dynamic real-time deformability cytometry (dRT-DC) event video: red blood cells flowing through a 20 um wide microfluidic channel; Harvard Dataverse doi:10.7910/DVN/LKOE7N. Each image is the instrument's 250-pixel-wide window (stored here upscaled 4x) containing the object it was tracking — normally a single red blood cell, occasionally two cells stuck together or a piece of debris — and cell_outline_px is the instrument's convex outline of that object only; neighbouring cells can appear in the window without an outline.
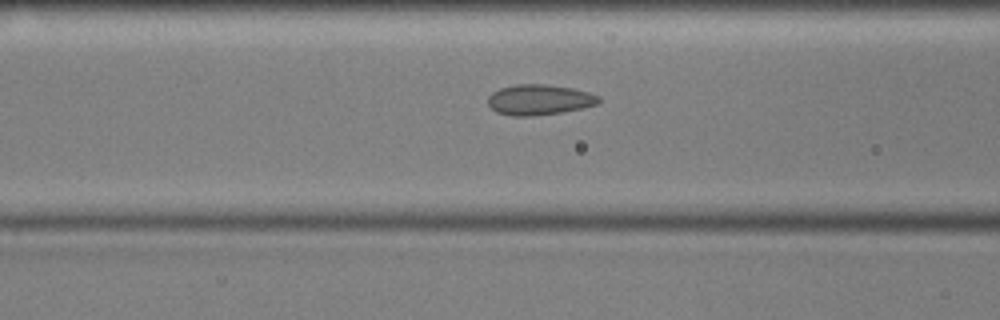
{"species": "common noctule bat (a hibernating species)", "species_latin": "Nyctalus noctula", "temperature_condition": "cold", "stored_images_in_passage": 55, "camera_frame_rate_fps": 3000, "um_per_image_px": 0.085, "animal": {"sex": "male", "body_mass_g": 17.9, "forearm_length_mm": 54.2}, "frame": {"image": 1, "passage_image": 21, "time_ms": 6.667, "image_size_px": [1000, 320], "cell_outline_px": [[600, 100], [596, 104], [564, 112], [532, 116], [512, 116], [496, 112], [488, 104], [488, 96], [492, 92], [500, 88], [516, 84], [544, 84], [572, 88], [588, 92], [600, 96]], "centroid_in_image_um": [45.81, 8.48], "position_along_channel_um": 120.8, "area_um2": 19.65}}
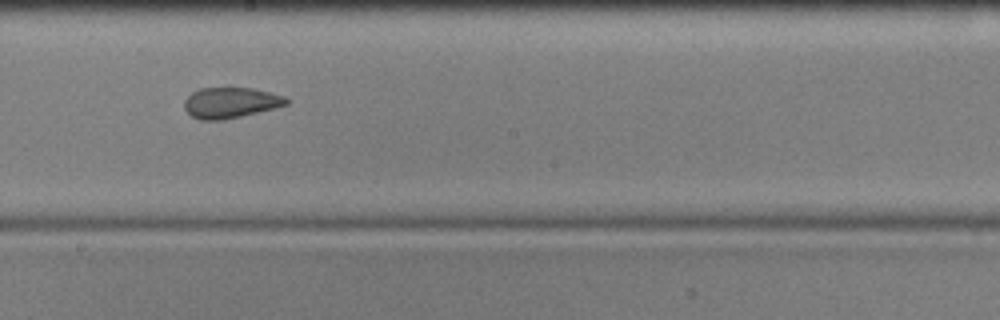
{"frame": {"image": 2, "passage_image": 30, "time_ms": 9.667, "image_size_px": [1000, 320], "cell_outline_px": [[288, 104], [276, 108], [240, 116], [220, 120], [200, 120], [192, 116], [184, 108], [184, 100], [192, 92], [200, 88], [252, 88], [284, 96], [288, 100]], "centroid_in_image_um": [19.58, 8.73], "position_along_channel_um": 228.6, "area_um2": 18.09}}
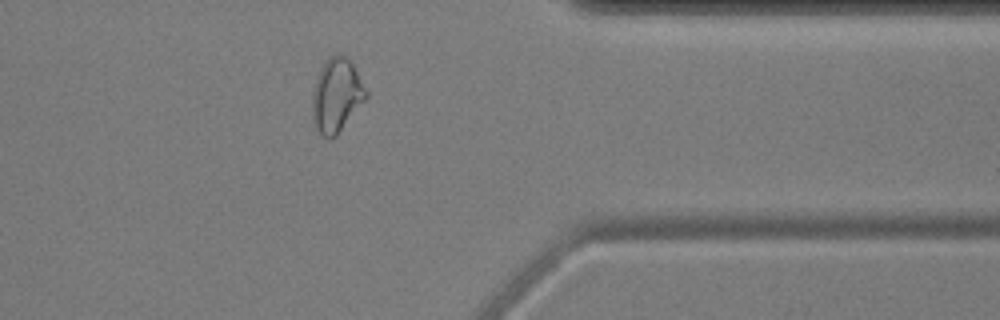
{"frame": {"image": 3, "passage_image": 44, "time_ms": 14.333, "image_size_px": [1000, 320], "cell_outline_px": [[368, 96], [336, 136], [332, 140], [328, 140], [316, 128], [312, 120], [312, 96], [316, 80], [320, 68], [328, 56], [344, 56], [352, 64], [368, 92]], "centroid_in_image_um": [28.59, 8.14], "position_along_channel_um": 382.8, "area_um2": 22.83}, "authors_computed_cell_mechanics": {"area_um2": 21.0392, "velocity_mm_per_s": 3.5914, "shape_relaxation_time_tau1_ms": null, "shape_relaxation_time_tau2_ms": 2.1631, "deformation_change_tau1": null, "deformation_change_tau2": 0.0828}}